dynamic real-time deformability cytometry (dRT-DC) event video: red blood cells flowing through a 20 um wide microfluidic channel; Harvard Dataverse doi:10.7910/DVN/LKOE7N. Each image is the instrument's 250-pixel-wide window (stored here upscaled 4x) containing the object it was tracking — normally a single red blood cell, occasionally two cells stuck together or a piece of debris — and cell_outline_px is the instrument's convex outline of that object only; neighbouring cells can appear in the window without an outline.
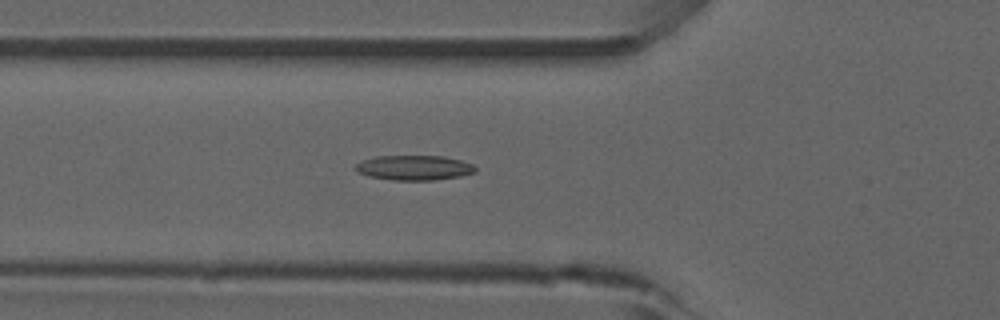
{"species": "common noctule bat (a hibernating species)", "species_latin": "Nyctalus noctula", "temperature_condition": "room temperature", "stored_images_in_passage": 48, "camera_frame_rate_fps": 3000, "um_per_image_px": 0.085, "animal": {"sex": "male", "forearm_length_mm": 52.5}, "frame": {"image": 1, "passage_image": 14, "time_ms": 4.333, "image_size_px": [1000, 320], "cell_outline_px": [[476, 172], [460, 176], [432, 180], [392, 180], [368, 176], [356, 172], [356, 164], [364, 160], [376, 156], [444, 156], [460, 160], [472, 164], [476, 168]], "centroid_in_image_um": [35.2, 14.26], "position_along_channel_um": 90.6, "area_um2": 17.28}}